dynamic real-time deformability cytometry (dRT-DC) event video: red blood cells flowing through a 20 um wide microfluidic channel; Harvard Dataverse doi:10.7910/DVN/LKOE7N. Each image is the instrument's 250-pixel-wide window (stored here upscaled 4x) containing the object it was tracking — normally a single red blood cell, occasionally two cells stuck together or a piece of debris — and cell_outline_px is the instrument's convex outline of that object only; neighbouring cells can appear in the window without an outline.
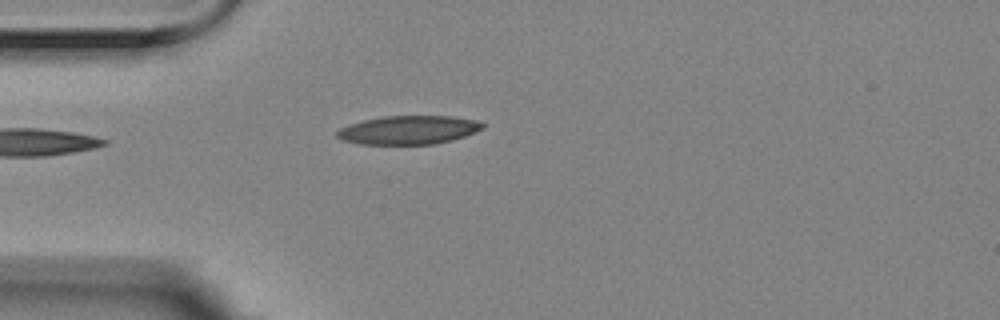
{"species": "Egyptian fruit bat (a non-hibernating species)", "species_latin": "Rousettus aegyptiacus", "temperature_condition": "room temperature", "stored_images_in_passage": 7, "camera_frame_rate_fps": 3000, "um_per_image_px": 0.085, "animal": {"sex": "female"}, "frame": {"image": 1, "passage_image": 7, "time_ms": 2.0, "image_size_px": [1000, 320], "cell_outline_px": [[484, 128], [464, 136], [452, 140], [436, 144], [360, 144], [340, 140], [336, 136], [336, 132], [340, 128], [348, 124], [364, 120], [384, 116], [452, 116], [476, 120], [484, 124]], "centroid_in_image_um": [34.7, 11.05], "position_along_channel_um": 50.3, "area_um2": 24.33}}